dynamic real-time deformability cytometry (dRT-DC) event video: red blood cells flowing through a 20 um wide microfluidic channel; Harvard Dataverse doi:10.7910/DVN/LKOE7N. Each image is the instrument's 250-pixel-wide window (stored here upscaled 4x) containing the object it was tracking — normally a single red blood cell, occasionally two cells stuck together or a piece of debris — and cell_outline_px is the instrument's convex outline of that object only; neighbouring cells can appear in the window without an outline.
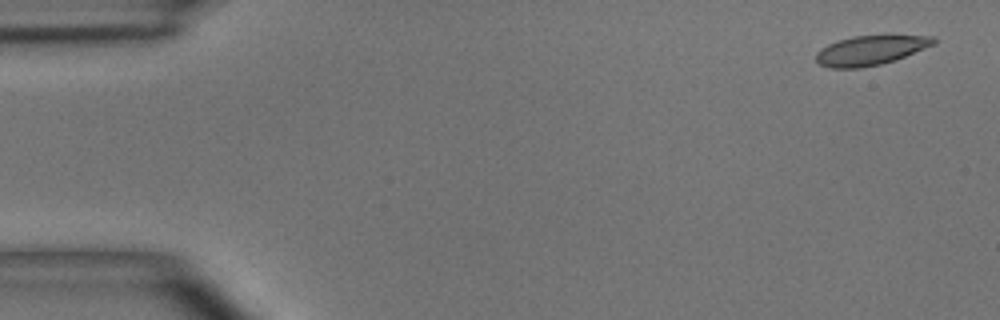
{"species": "common noctule bat (a hibernating species)", "species_latin": "Nyctalus noctula", "temperature_condition": "room temperature", "stored_images_in_passage": 4, "segment_of_instrument_passage": [2, 2], "camera_frame_rate_fps": 3000, "um_per_image_px": 0.085, "animal": {"sex": "male", "body_mass_g": 15.6}, "frame": {"image": 1, "passage_image": 4, "time_ms": 3.333, "image_size_px": [1000, 320], "cell_outline_px": [[936, 44], [896, 60], [880, 64], [860, 68], [828, 68], [820, 64], [816, 60], [816, 52], [820, 48], [836, 40], [852, 36], [888, 32], [932, 36], [936, 40]], "centroid_in_image_um": [74.06, 4.21], "position_along_channel_um": 10.9, "area_um2": 21.39}}